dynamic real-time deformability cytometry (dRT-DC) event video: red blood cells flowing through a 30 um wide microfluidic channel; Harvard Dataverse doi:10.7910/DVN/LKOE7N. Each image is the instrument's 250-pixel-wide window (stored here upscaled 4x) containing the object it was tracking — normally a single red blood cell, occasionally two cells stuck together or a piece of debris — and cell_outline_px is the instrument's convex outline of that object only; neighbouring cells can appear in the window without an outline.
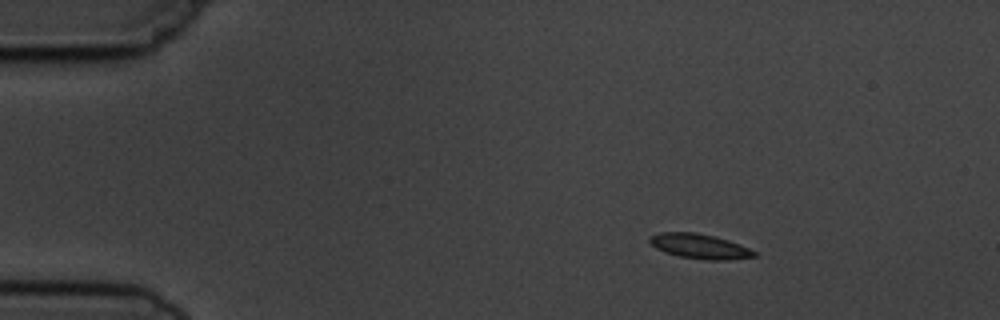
{"species": "common noctule bat (a hibernating species)", "species_latin": "Nyctalus noctula", "temperature_condition": "cold", "stored_images_in_passage": 5, "camera_frame_rate_fps": 3000, "um_per_image_px": 0.085, "animal": {"sex": "male", "body_mass_g": 19.5, "forearm_length_mm": 54.6}, "frame": {"image": 1, "passage_image": 2, "time_ms": 1.0, "image_size_px": [1000, 320], "cell_outline_px": [[756, 256], [724, 260], [704, 260], [680, 256], [664, 252], [656, 248], [648, 240], [648, 236], [660, 232], [696, 232], [716, 236], [728, 240], [748, 248], [756, 252]], "centroid_in_image_um": [59.42, 20.92], "position_along_channel_um": 25.6, "area_um2": 15.09}}